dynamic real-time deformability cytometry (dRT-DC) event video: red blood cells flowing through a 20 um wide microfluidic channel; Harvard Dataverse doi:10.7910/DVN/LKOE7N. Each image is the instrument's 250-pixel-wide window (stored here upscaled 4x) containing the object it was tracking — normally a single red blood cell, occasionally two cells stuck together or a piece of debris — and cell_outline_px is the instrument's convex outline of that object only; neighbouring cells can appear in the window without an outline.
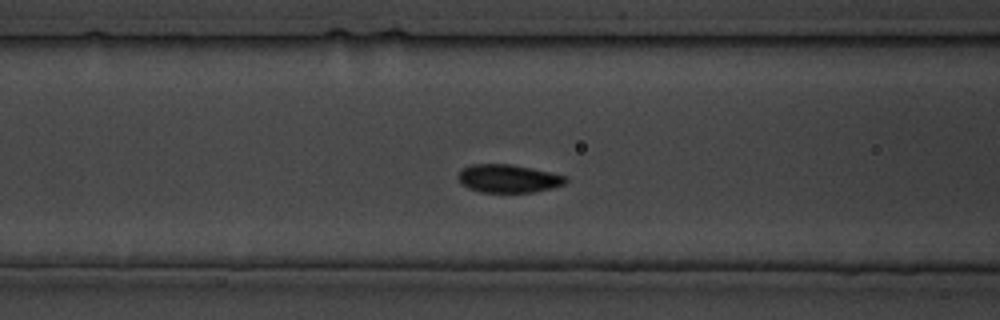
{"species": "common noctule bat (a hibernating species)", "species_latin": "Nyctalus noctula", "temperature_condition": "cold", "stored_images_in_passage": 28, "camera_frame_rate_fps": 3000, "um_per_image_px": 0.085, "animal": {"sex": "male", "body_mass_g": 19.5, "forearm_length_mm": 54.6}, "frame": {"image": 1, "passage_image": 9, "time_ms": 9.0, "image_size_px": [1000, 320], "cell_outline_px": [[568, 180], [564, 184], [552, 188], [532, 192], [480, 192], [468, 188], [460, 184], [460, 168], [472, 164], [512, 164], [532, 168], [568, 176]], "centroid_in_image_um": [43.22, 15.17], "position_along_channel_um": 123.4, "area_um2": 17.69}}
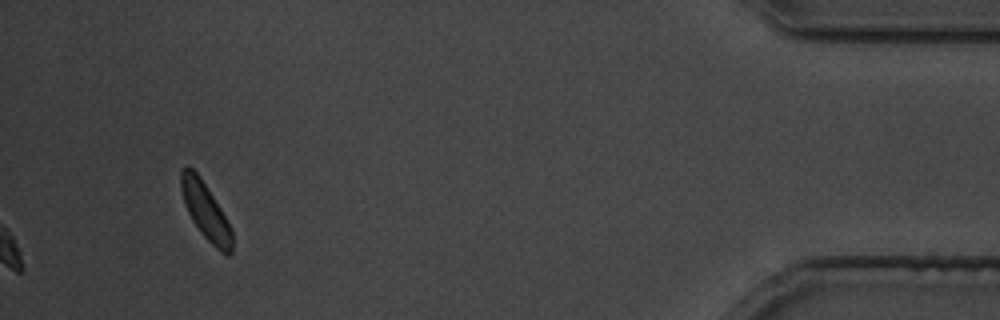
{"frame": {"image": 2, "passage_image": 28, "time_ms": 32.667, "image_size_px": [1000, 320], "cell_outline_px": [[232, 252], [228, 256], [220, 252], [204, 236], [192, 220], [184, 204], [180, 188], [180, 172], [188, 164], [200, 176], [220, 208], [232, 228]], "centroid_in_image_um": [17.47, 17.93], "position_along_channel_um": 417.7, "area_um2": 16.82}}